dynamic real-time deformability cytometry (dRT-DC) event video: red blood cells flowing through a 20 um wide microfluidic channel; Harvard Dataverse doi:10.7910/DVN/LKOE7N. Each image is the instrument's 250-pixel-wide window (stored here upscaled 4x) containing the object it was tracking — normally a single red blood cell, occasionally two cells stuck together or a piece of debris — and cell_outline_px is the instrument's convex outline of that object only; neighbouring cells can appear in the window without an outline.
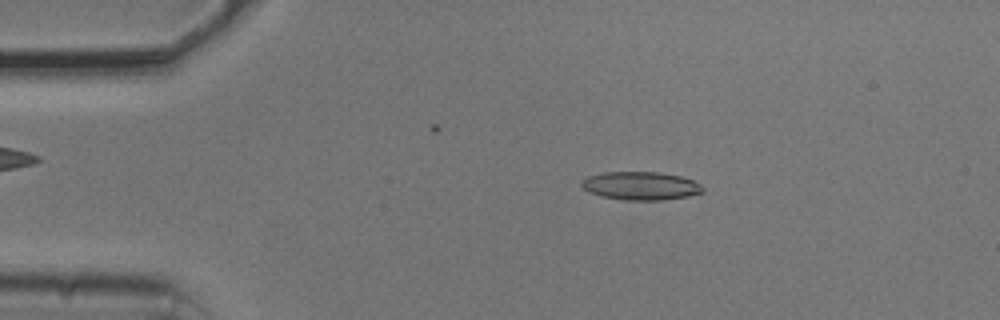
{"species": "common noctule bat (a hibernating species)", "species_latin": "Nyctalus noctula", "temperature_condition": "cold", "stored_images_in_passage": 52, "camera_frame_rate_fps": 3000, "um_per_image_px": 0.085, "animal": {"sex": "male", "body_mass_g": 20.5, "forearm_length_mm": 52.5}, "frame": {"image": 1, "passage_image": 9, "time_ms": 2.667, "image_size_px": [1000, 320], "cell_outline_px": [[704, 192], [688, 196], [660, 200], [624, 200], [600, 196], [588, 192], [580, 184], [580, 180], [588, 176], [604, 172], [660, 172], [680, 176], [692, 180], [700, 184], [704, 188]], "centroid_in_image_um": [54.44, 15.79], "position_along_channel_um": 30.6, "area_um2": 20.06}}
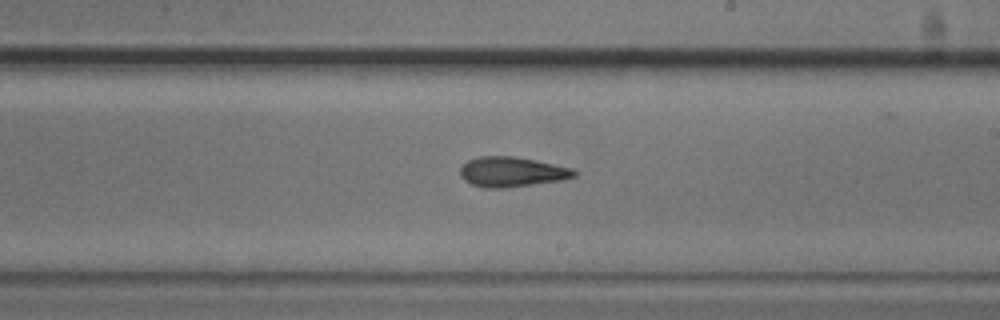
{"frame": {"image": 2, "passage_image": 30, "time_ms": 9.667, "image_size_px": [1000, 320], "cell_outline_px": [[576, 176], [560, 180], [504, 188], [484, 188], [472, 184], [464, 180], [460, 176], [460, 168], [468, 160], [480, 156], [512, 156], [536, 160], [572, 168], [576, 172]], "centroid_in_image_um": [43.47, 14.61], "position_along_channel_um": 245.5, "area_um2": 19.77}}
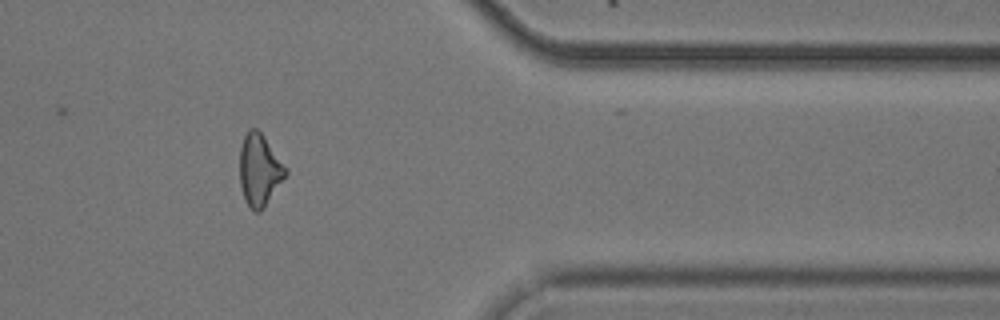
{"frame": {"image": 3, "passage_image": 43, "time_ms": 14.0, "image_size_px": [1000, 320], "cell_outline_px": [[288, 172], [264, 208], [260, 212], [252, 212], [244, 196], [240, 184], [240, 148], [244, 136], [248, 128], [256, 128], [264, 136], [288, 168]], "centroid_in_image_um": [22.06, 14.44], "position_along_channel_um": 389.3, "area_um2": 19.25}, "authors_computed_cell_mechanics": {"area_um2": 19.5075, "velocity_mm_per_s": 3.7571, "shape_relaxation_time_tau1_ms": 3.3214, "shape_relaxation_time_tau2_ms": 3.9295, "deformation_change_tau1": 0.1217, "deformation_change_tau2": 0.15}}